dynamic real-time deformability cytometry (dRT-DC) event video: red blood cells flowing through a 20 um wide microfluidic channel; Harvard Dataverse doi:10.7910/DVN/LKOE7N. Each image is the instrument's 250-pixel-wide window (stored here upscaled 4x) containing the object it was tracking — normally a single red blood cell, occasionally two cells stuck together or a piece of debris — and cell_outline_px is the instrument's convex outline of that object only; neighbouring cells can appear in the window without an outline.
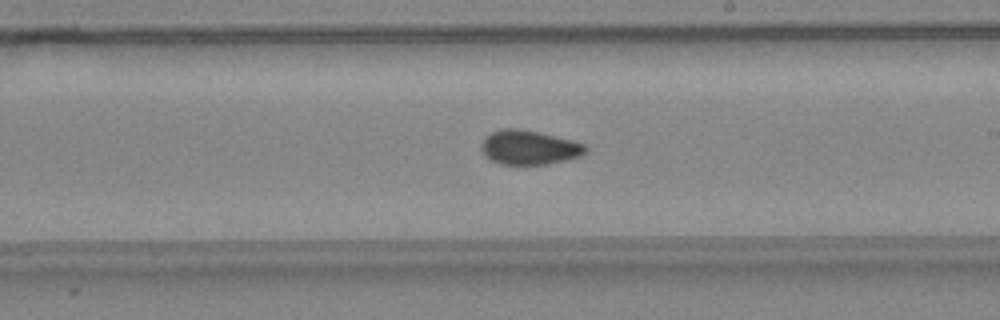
{"species": "common noctule bat (a hibernating species)", "species_latin": "Nyctalus noctula", "temperature_condition": "warm", "stored_images_in_passage": 42, "camera_frame_rate_fps": 3000, "um_per_image_px": 0.085, "animal": {"sex": "female", "body_mass_g": 24.6, "forearm_length_mm": 56.2}, "frame": {"image": 1, "passage_image": 30, "time_ms": 9.667, "image_size_px": [1000, 320], "cell_outline_px": [[588, 152], [580, 156], [548, 164], [500, 164], [484, 156], [480, 148], [480, 144], [484, 136], [492, 132], [504, 128], [520, 128], [540, 132], [572, 140], [584, 144], [588, 148]], "centroid_in_image_um": [44.95, 12.52], "position_along_channel_um": 244.0, "area_um2": 21.04}}